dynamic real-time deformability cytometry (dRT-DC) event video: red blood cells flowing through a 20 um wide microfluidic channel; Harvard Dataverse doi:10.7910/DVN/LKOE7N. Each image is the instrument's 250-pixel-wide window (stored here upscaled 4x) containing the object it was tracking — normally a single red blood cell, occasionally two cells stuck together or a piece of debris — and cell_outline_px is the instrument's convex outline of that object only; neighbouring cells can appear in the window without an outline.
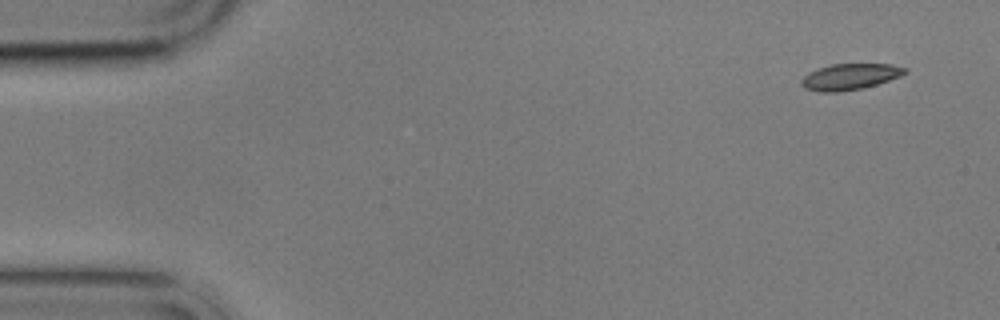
{"species": "common noctule bat (a hibernating species)", "species_latin": "Nyctalus noctula", "temperature_condition": "cold", "stored_images_in_passage": 4, "camera_frame_rate_fps": 3000, "um_per_image_px": 0.085, "animal": {"sex": "male", "body_mass_g": 17.9}, "frame": {"image": 1, "passage_image": 1, "time_ms": 0.0, "image_size_px": [1000, 320], "cell_outline_px": [[908, 72], [900, 76], [864, 88], [836, 92], [820, 92], [804, 88], [800, 84], [800, 80], [808, 72], [832, 64], [892, 64], [908, 68]], "centroid_in_image_um": [72.24, 6.52], "position_along_channel_um": 12.8, "area_um2": 15.78}}